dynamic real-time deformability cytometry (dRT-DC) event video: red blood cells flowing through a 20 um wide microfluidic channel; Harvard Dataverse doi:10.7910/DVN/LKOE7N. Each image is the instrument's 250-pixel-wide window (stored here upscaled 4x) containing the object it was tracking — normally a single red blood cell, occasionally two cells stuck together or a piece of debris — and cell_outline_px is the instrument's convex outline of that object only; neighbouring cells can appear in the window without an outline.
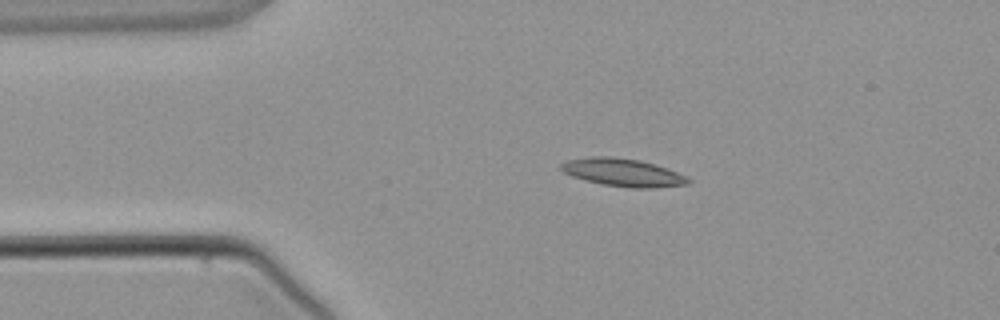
{"species": "common noctule bat (a hibernating species)", "species_latin": "Nyctalus noctula", "temperature_condition": "warm", "stored_images_in_passage": 2, "camera_frame_rate_fps": 3000, "um_per_image_px": 0.085, "animal": {"sex": "male", "body_mass_g": 21.5, "forearm_length_mm": 52.0}, "frame": {"image": 1, "passage_image": 1, "time_ms": 0.0, "image_size_px": [1000, 320], "cell_outline_px": [[692, 180], [688, 184], [656, 188], [628, 188], [604, 184], [584, 180], [572, 176], [564, 172], [560, 168], [560, 164], [568, 160], [588, 156], [612, 156], [640, 160], [656, 164], [668, 168]], "centroid_in_image_um": [52.95, 14.65], "position_along_channel_um": 32.1, "area_um2": 20.75}}